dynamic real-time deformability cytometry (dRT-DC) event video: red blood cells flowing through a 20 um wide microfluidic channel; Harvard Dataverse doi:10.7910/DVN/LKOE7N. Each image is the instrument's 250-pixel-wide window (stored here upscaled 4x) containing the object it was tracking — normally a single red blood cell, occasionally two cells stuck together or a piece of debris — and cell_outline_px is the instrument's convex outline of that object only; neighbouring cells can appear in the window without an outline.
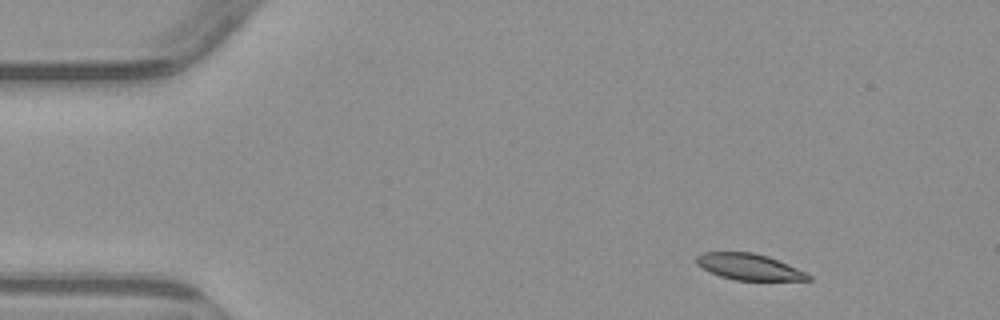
{"species": "common noctule bat (a hibernating species)", "species_latin": "Nyctalus noctula", "temperature_condition": "warm", "stored_images_in_passage": 4, "camera_frame_rate_fps": 3000, "um_per_image_px": 0.085, "animal": {"sex": "male", "body_mass_g": 23.1, "forearm_length_mm": 52.7}, "frame": {"image": 1, "passage_image": 1, "time_ms": 0.0, "image_size_px": [1000, 320], "cell_outline_px": [[812, 280], [736, 280], [720, 276], [696, 264], [696, 256], [704, 252], [752, 252], [768, 256], [808, 272], [812, 276]], "centroid_in_image_um": [63.72, 22.68], "position_along_channel_um": 21.3, "area_um2": 17.05}}
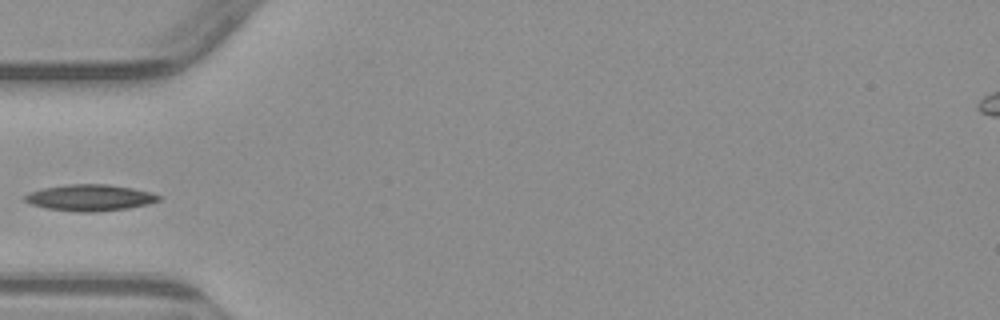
{"frame": {"image": 2, "passage_image": 4, "time_ms": 3.667, "image_size_px": [1000, 320], "cell_outline_px": [[164, 196], [160, 200], [148, 204], [128, 208], [96, 212], [76, 212], [48, 208], [32, 204], [24, 200], [24, 196], [28, 192], [44, 188], [64, 184], [108, 184], [132, 188], [152, 192]], "centroid_in_image_um": [7.68, 16.8], "position_along_channel_um": 77.3, "area_um2": 20.69}}